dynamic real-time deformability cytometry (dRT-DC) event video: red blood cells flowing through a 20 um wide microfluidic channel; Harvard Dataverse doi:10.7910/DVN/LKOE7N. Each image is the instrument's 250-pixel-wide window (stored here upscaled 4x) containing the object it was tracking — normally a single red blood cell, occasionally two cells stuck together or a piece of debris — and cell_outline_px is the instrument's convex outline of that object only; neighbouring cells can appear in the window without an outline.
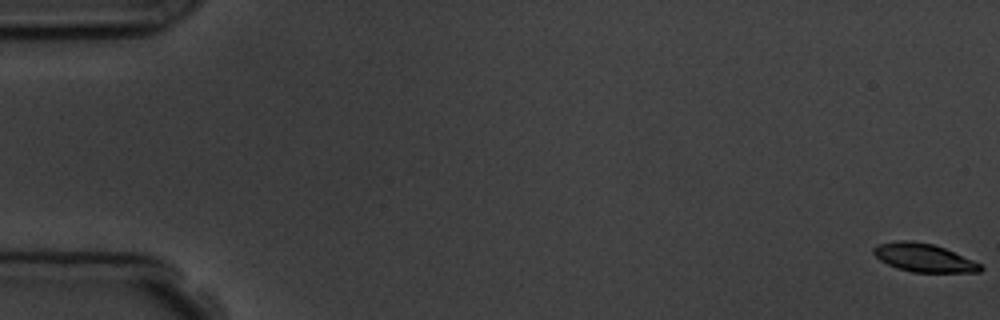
{"species": "common noctule bat (a hibernating species)", "species_latin": "Nyctalus noctula", "temperature_condition": "room temperature", "stored_images_in_passage": 9, "camera_frame_rate_fps": 3000, "um_per_image_px": 0.085, "animal": {"sex": "male", "body_mass_g": 19.5, "forearm_length_mm": 54.6}, "frame": {"image": 1, "passage_image": 1, "time_ms": 0.0, "image_size_px": [1000, 320], "cell_outline_px": [[984, 268], [980, 272], [912, 272], [896, 268], [880, 260], [872, 252], [872, 248], [880, 244], [896, 240], [912, 240], [932, 244], [944, 248], [972, 260], [980, 264]], "centroid_in_image_um": [78.49, 21.9], "position_along_channel_um": 6.5, "area_um2": 17.51}}
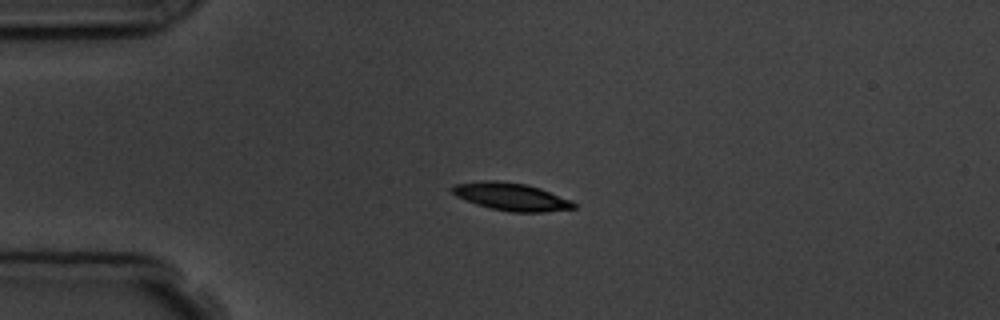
{"frame": {"image": 2, "passage_image": 4, "time_ms": 4.333, "image_size_px": [1000, 320], "cell_outline_px": [[576, 208], [544, 212], [512, 212], [492, 208], [476, 204], [456, 196], [448, 188], [456, 184], [484, 180], [496, 180], [524, 184], [540, 188], [572, 200], [576, 204]], "centroid_in_image_um": [43.46, 16.71], "position_along_channel_um": 41.5, "area_um2": 19.54}}